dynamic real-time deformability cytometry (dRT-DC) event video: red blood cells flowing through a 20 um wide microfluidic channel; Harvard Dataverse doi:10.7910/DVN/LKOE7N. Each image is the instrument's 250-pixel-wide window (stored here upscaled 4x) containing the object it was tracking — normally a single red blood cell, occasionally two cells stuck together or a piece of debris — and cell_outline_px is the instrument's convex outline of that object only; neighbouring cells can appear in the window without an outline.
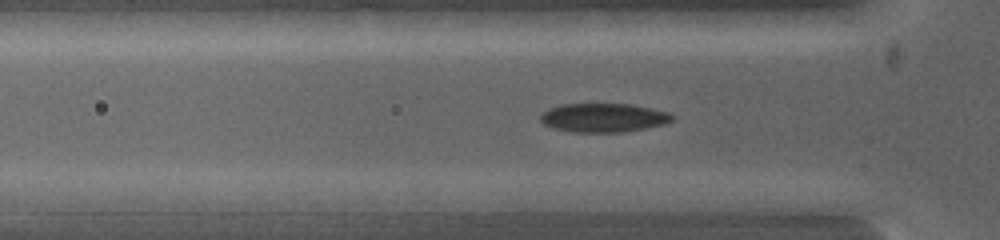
{"species": "common noctule bat (a hibernating species)", "species_latin": "Nyctalus noctula", "temperature_condition": "warm", "stored_images_in_passage": 4, "camera_frame_rate_fps": 5000, "um_per_image_px": 0.085, "animal": {"sex": "female", "body_mass_g": 19.0, "forearm_length_mm": 53.3}, "frame": {"image": 1, "passage_image": 2, "time_ms": 0.2, "image_size_px": [1000, 240], "cell_outline_px": [[604, 200], [576, 212], [496, 212], [496, 200], [504, 192], [600, 192], [604, 196]], "centroid_in_image_um": [46.48, 17.14], "position_along_channel_um": 79.3, "area_um2": 14.1}}